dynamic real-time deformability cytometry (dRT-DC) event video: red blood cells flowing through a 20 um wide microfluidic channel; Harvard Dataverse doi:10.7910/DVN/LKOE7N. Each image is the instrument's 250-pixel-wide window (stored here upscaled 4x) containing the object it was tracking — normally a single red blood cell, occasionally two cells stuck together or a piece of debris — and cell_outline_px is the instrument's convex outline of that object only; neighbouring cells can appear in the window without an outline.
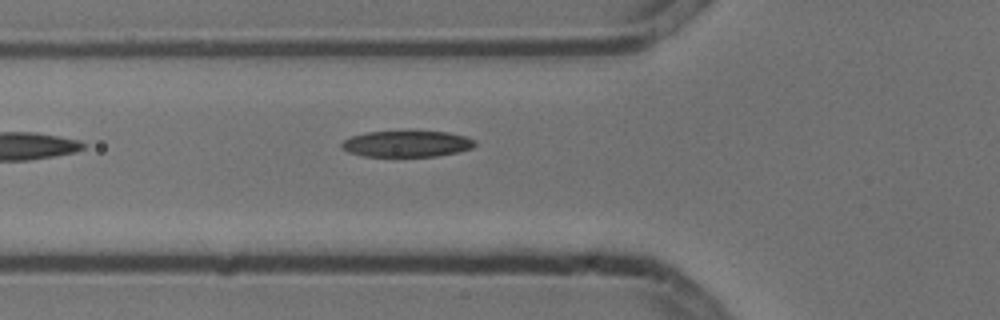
{"species": "common noctule bat (a hibernating species)", "species_latin": "Nyctalus noctula", "temperature_condition": "cold", "stored_images_in_passage": 6, "camera_frame_rate_fps": 3000, "um_per_image_px": 0.085, "animal": {"sex": "male", "body_mass_g": 13.3}, "frame": {"image": 1, "passage_image": 6, "time_ms": 1.667, "image_size_px": [1000, 320], "cell_outline_px": [[476, 144], [472, 148], [460, 152], [436, 156], [364, 156], [348, 152], [340, 148], [340, 144], [344, 140], [352, 136], [364, 132], [408, 128], [448, 132], [464, 136], [476, 140]], "centroid_in_image_um": [34.57, 12.17], "position_along_channel_um": 91.2, "area_um2": 21.5}}